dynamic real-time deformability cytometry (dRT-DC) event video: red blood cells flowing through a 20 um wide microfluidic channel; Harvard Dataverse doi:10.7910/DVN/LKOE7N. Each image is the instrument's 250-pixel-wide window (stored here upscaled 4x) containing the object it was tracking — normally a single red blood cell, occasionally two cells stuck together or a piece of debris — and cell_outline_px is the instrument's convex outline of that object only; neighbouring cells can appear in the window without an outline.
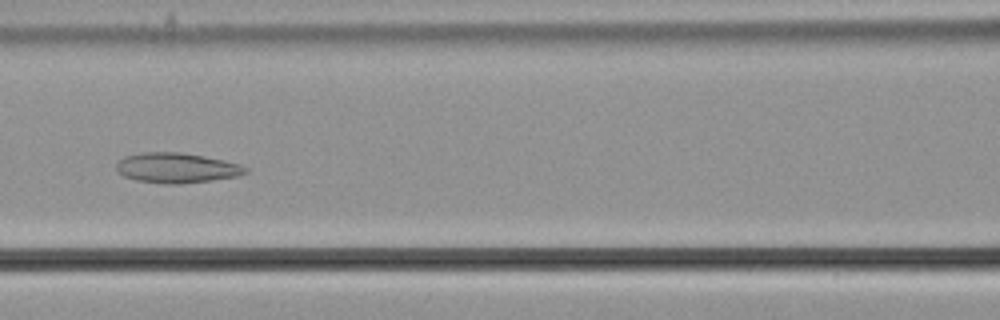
{"species": "common noctule bat (a hibernating species)", "species_latin": "Nyctalus noctula", "temperature_condition": "cold", "stored_images_in_passage": 44, "camera_frame_rate_fps": 3000, "um_per_image_px": 0.085, "animal": {"sex": "male", "body_mass_g": 21.5, "forearm_length_mm": 52.0}, "frame": {"image": 1, "passage_image": 12, "time_ms": 3.667, "image_size_px": [1000, 320], "cell_outline_px": [[248, 172], [236, 176], [212, 180], [180, 184], [164, 184], [136, 180], [124, 176], [116, 172], [116, 164], [124, 156], [144, 152], [180, 152], [240, 164], [248, 168]], "centroid_in_image_um": [14.97, 14.28], "position_along_channel_um": 151.6, "area_um2": 22.48}}
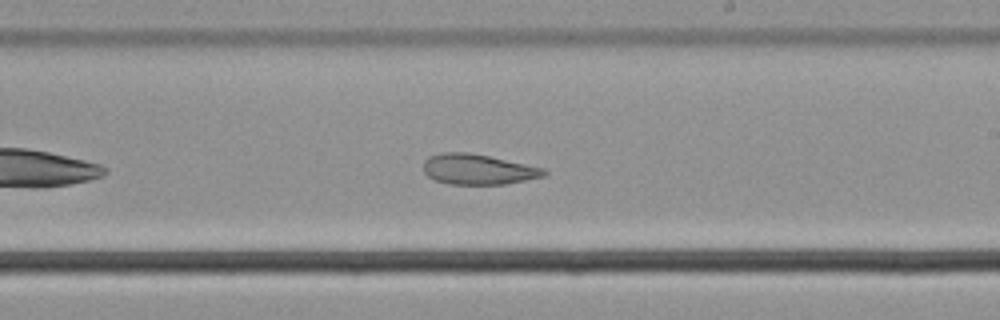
{"frame": {"image": 2, "passage_image": 20, "time_ms": 6.333, "image_size_px": [1000, 320], "cell_outline_px": [[548, 172], [544, 176], [504, 184], [452, 184], [436, 180], [428, 176], [424, 172], [424, 160], [428, 156], [444, 152], [468, 152], [488, 156], [544, 168]], "centroid_in_image_um": [40.61, 14.38], "position_along_channel_um": 248.4, "area_um2": 21.1}}
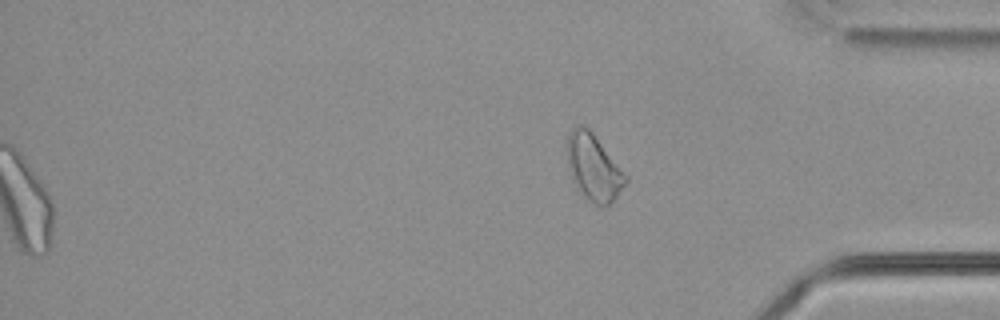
{"frame": {"image": 3, "passage_image": 44, "time_ms": 14.333, "image_size_px": [1000, 320], "cell_outline_px": [[628, 180], [616, 196], [604, 208], [600, 208], [580, 196], [572, 180], [568, 164], [568, 136], [572, 128], [576, 124], [588, 128], [592, 132], [628, 176]], "centroid_in_image_um": [50.45, 14.28], "position_along_channel_um": 384.8, "area_um2": 22.66}, "authors_computed_cell_mechanics": {"area_um2": 23.12, "velocity_mm_per_s": 3.6399, "shape_relaxation_time_tau1_ms": null, "shape_relaxation_time_tau2_ms": 6.6953, "deformation_change_tau1": null, "deformation_change_tau2": 0.1473}}